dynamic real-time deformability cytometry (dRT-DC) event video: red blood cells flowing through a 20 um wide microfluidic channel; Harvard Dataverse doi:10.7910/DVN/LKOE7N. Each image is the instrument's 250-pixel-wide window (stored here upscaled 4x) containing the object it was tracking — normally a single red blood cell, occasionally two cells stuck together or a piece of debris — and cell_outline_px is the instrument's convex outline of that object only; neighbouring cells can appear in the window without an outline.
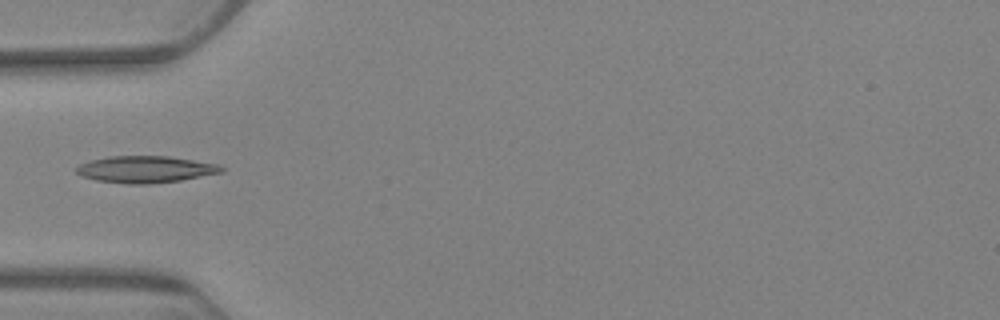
{"species": "Egyptian fruit bat (a non-hibernating species)", "species_latin": "Rousettus aegyptiacus", "temperature_condition": "warm", "stored_images_in_passage": 9, "camera_frame_rate_fps": 3000, "um_per_image_px": 0.085, "animal": {"sex": "female"}, "frame": {"image": 1, "passage_image": 6, "time_ms": 6.667, "image_size_px": [1000, 320], "cell_outline_px": [[224, 172], [180, 180], [148, 184], [132, 184], [96, 180], [80, 176], [76, 172], [76, 168], [80, 164], [92, 160], [108, 156], [168, 156], [220, 164], [224, 168]], "centroid_in_image_um": [12.38, 14.39], "position_along_channel_um": 72.6, "area_um2": 22.6}}
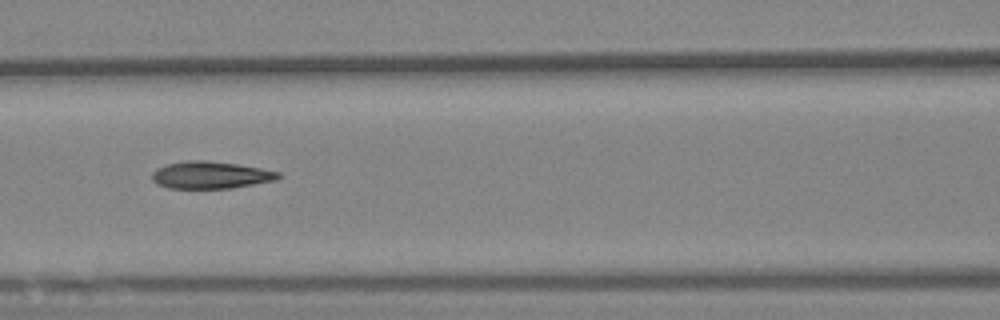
{"frame": {"image": 2, "passage_image": 8, "time_ms": 9.0, "image_size_px": [1000, 320], "cell_outline_px": [[284, 176], [276, 180], [232, 188], [168, 188], [156, 184], [152, 180], [152, 172], [156, 168], [168, 164], [188, 160], [208, 160], [236, 164], [260, 168], [280, 172]], "centroid_in_image_um": [17.91, 14.88], "position_along_channel_um": 148.7, "area_um2": 20.11}}
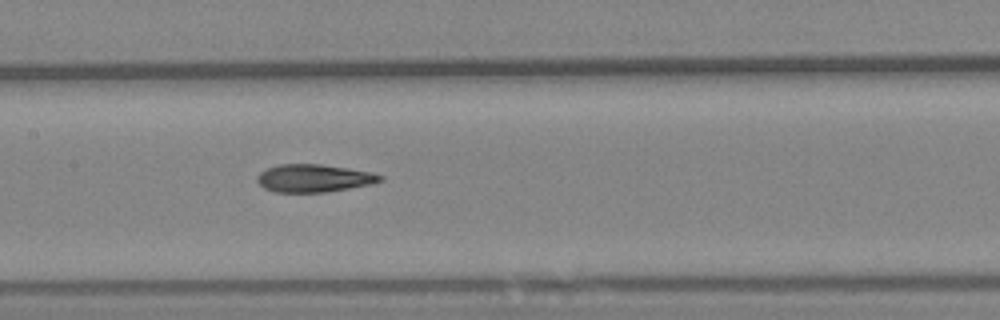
{"frame": {"image": 3, "passage_image": 9, "time_ms": 10.0, "image_size_px": [1000, 320], "cell_outline_px": [[384, 180], [372, 184], [328, 192], [276, 192], [264, 188], [256, 180], [256, 176], [260, 172], [268, 168], [280, 164], [320, 164], [348, 168], [372, 172], [384, 176]], "centroid_in_image_um": [26.71, 15.15], "position_along_channel_um": 180.7, "area_um2": 20.0}}